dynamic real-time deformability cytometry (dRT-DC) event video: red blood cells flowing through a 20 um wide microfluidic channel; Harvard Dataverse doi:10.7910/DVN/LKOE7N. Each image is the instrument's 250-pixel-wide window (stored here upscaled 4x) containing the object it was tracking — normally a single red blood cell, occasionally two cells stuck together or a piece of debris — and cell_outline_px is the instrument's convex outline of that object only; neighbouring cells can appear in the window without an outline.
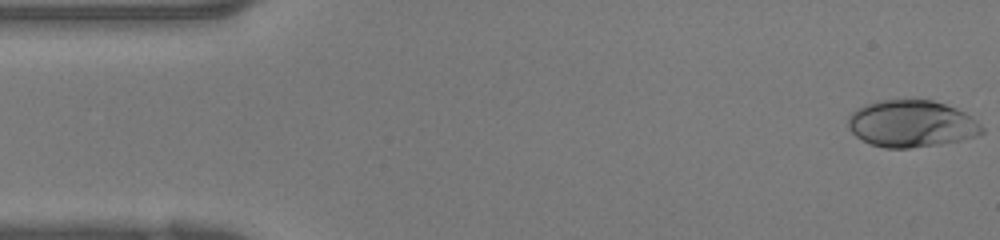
{"species": "human", "species_latin": "Homo sapiens", "temperature_condition": "warm", "stored_images_in_passage": 40, "camera_frame_rate_fps": 3000, "um_per_image_px": 0.085, "donor": {"sex": "female"}, "frame": {"image": 1, "passage_image": 1, "time_ms": 0.0, "image_size_px": [1000, 240], "cell_outline_px": [[984, 132], [976, 136], [960, 140], [940, 144], [908, 148], [884, 148], [872, 144], [856, 136], [848, 128], [848, 116], [856, 108], [880, 100], [932, 100], [956, 108], [964, 112], [980, 124], [984, 128]], "centroid_in_image_um": [77.47, 10.52], "position_along_channel_um": 7.5, "area_um2": 36.36}}
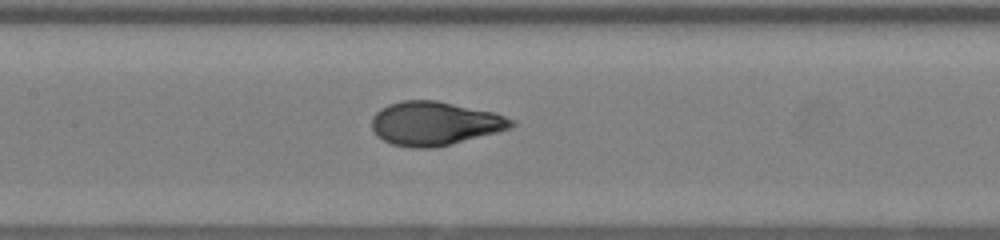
{"frame": {"image": 2, "passage_image": 18, "time_ms": 5.667, "image_size_px": [1000, 240], "cell_outline_px": [[516, 124], [512, 128], [452, 144], [432, 148], [412, 148], [392, 144], [376, 136], [372, 128], [372, 116], [380, 108], [388, 104], [404, 100], [436, 100], [496, 112], [516, 120]], "centroid_in_image_um": [36.98, 10.49], "position_along_channel_um": 170.4, "area_um2": 35.95}}
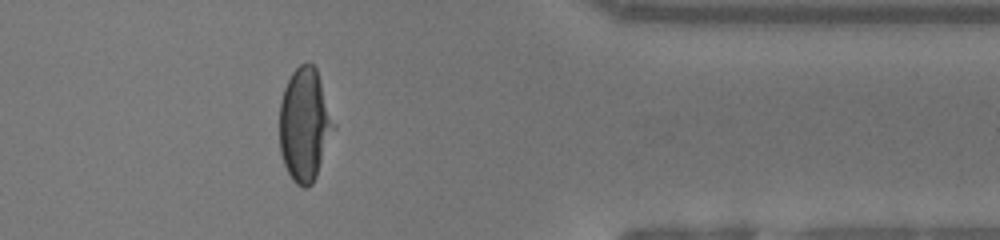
{"frame": {"image": 3, "passage_image": 32, "time_ms": 10.333, "image_size_px": [1000, 240], "cell_outline_px": [[336, 128], [316, 176], [312, 184], [308, 188], [304, 188], [296, 184], [292, 180], [284, 164], [280, 152], [280, 100], [284, 88], [292, 72], [300, 64], [308, 60], [316, 68], [336, 124]], "centroid_in_image_um": [25.91, 10.59], "position_along_channel_um": 385.5, "area_um2": 36.07}}